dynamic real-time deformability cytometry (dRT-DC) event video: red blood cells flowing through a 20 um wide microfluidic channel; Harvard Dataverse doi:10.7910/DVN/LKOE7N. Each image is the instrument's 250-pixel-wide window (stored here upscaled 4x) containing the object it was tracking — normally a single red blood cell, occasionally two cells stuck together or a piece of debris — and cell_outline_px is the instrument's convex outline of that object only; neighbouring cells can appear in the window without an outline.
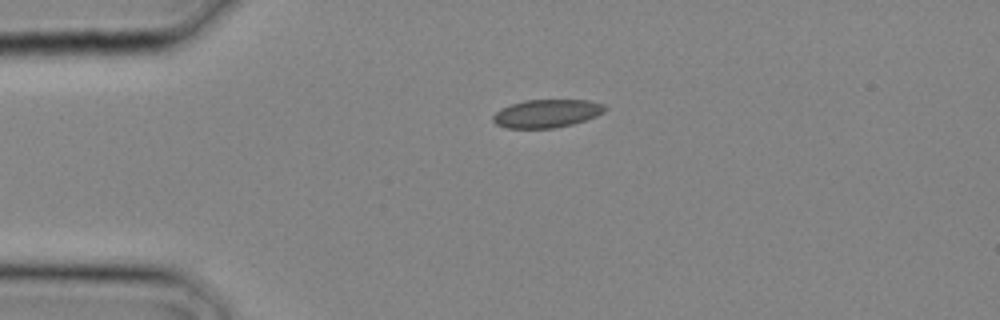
{"species": "common noctule bat (a hibernating species)", "species_latin": "Nyctalus noctula", "temperature_condition": "cold", "stored_images_in_passage": 1, "camera_frame_rate_fps": 3000, "um_per_image_px": 0.085, "animal": {"sex": "male", "body_mass_g": 20.4}, "frame": {"image": 1, "passage_image": 1, "time_ms": 0.0, "image_size_px": [1000, 320], "cell_outline_px": [[608, 108], [604, 112], [596, 116], [572, 124], [556, 128], [504, 128], [496, 124], [492, 120], [492, 116], [500, 108], [524, 100], [588, 100], [604, 104]], "centroid_in_image_um": [46.46, 9.64], "position_along_channel_um": 38.5, "area_um2": 18.44}}